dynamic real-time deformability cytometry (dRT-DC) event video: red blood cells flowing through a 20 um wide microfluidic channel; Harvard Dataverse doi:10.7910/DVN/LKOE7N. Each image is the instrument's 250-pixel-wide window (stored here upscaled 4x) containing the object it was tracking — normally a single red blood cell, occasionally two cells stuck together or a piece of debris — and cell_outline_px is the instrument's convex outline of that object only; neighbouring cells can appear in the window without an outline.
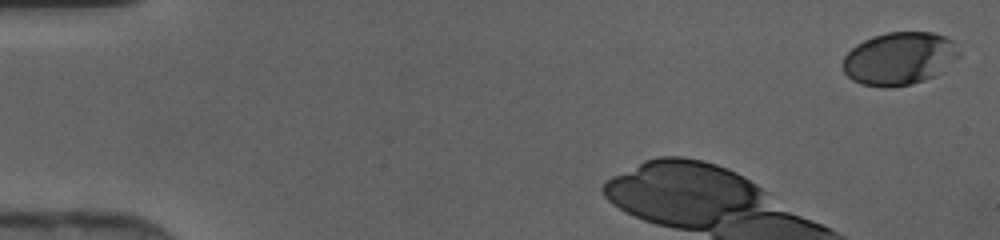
{"species": "human", "species_latin": "Homo sapiens", "temperature_condition": "cold", "stored_images_in_passage": 10, "camera_frame_rate_fps": 3000, "um_per_image_px": 0.085, "donor": {"sex": "female"}, "frame": {"image": 1, "passage_image": 1, "time_ms": 0.0, "image_size_px": [1000, 240], "cell_outline_px": [[960, 56], [944, 72], [936, 76], [912, 84], [892, 88], [884, 88], [860, 84], [852, 80], [844, 72], [844, 56], [856, 44], [872, 36], [888, 32], [932, 32], [944, 36], [952, 40], [960, 52]], "centroid_in_image_um": [76.47, 4.99], "position_along_channel_um": 8.5, "area_um2": 36.24}}